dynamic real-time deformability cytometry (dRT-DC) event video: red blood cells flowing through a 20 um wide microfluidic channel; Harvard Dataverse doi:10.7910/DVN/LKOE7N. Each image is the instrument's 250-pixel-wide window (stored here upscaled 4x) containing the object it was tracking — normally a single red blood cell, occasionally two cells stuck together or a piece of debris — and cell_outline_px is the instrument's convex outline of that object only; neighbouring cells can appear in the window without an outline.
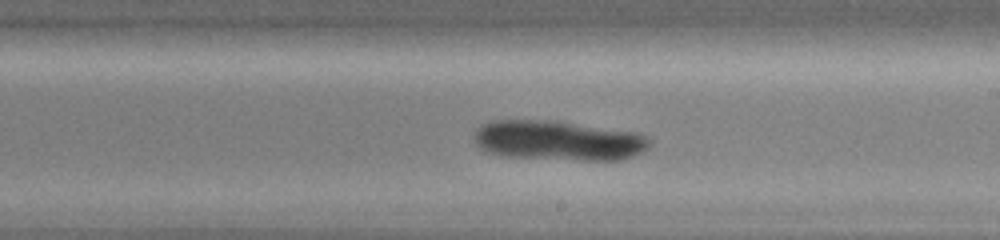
{"species": "common noctule bat (a hibernating species)", "species_latin": "Nyctalus noctula", "temperature_condition": "warm", "stored_images_in_passage": 18, "segment_of_instrument_passage": [1, 2], "camera_frame_rate_fps": 3000, "um_per_image_px": 0.085, "animal": {"sex": "female", "body_mass_g": 19.0, "forearm_length_mm": 51.5}, "frame": {"image": 1, "passage_image": 14, "time_ms": 6.667, "image_size_px": [1000, 240], "cell_outline_px": [[652, 144], [648, 148], [632, 156], [620, 160], [584, 160], [508, 156], [488, 152], [480, 148], [476, 144], [472, 136], [476, 128], [480, 124], [492, 120], [556, 120], [640, 132], [648, 136], [652, 140]], "centroid_in_image_um": [47.49, 11.92], "position_along_channel_um": 241.5, "area_um2": 41.33}}
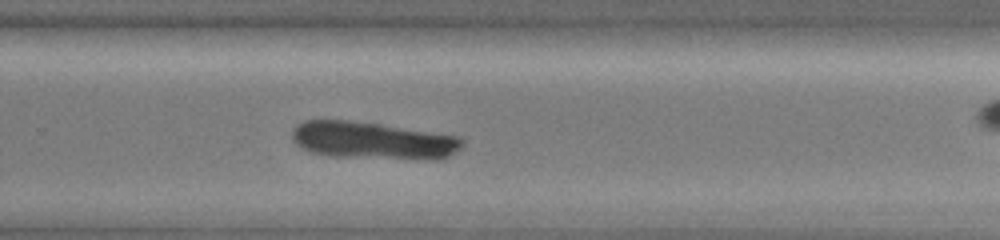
{"frame": {"image": 2, "passage_image": 17, "time_ms": 8.0, "image_size_px": [1000, 240], "cell_outline_px": [[464, 144], [456, 152], [448, 156], [436, 160], [432, 160], [332, 156], [312, 152], [300, 148], [292, 140], [292, 128], [296, 124], [304, 120], [348, 120], [380, 124], [460, 136], [464, 140]], "centroid_in_image_um": [31.69, 11.94], "position_along_channel_um": 298.1, "area_um2": 37.34}}